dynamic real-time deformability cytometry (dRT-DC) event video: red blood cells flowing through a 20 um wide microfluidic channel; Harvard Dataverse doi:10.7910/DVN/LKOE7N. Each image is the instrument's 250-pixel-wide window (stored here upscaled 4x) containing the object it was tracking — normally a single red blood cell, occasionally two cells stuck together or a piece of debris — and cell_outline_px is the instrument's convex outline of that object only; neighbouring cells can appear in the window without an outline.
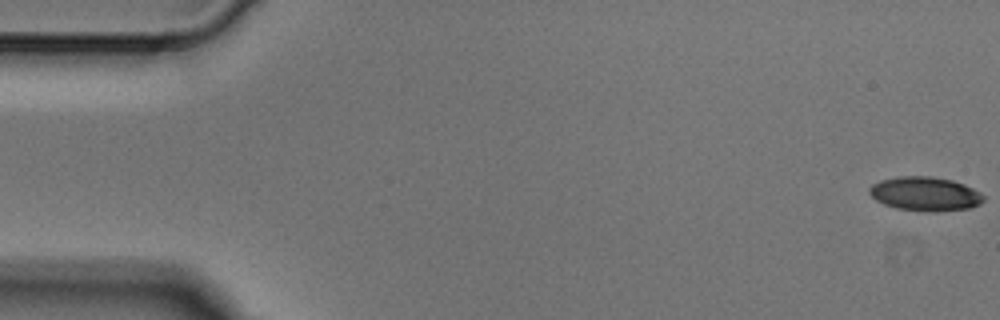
{"species": "Egyptian fruit bat (a non-hibernating species)", "species_latin": "Rousettus aegyptiacus", "temperature_condition": "cold", "stored_images_in_passage": 4, "camera_frame_rate_fps": 3000, "um_per_image_px": 0.085, "animal": {"sex": "male"}, "frame": {"image": 1, "passage_image": 1, "time_ms": 0.0, "image_size_px": [1000, 320], "cell_outline_px": [[984, 200], [980, 204], [972, 208], [932, 212], [896, 208], [884, 204], [876, 200], [868, 192], [868, 188], [872, 184], [880, 180], [900, 176], [932, 176], [952, 180], [964, 184], [980, 192], [984, 196]], "centroid_in_image_um": [78.64, 16.47], "position_along_channel_um": 6.4, "area_um2": 22.77}}
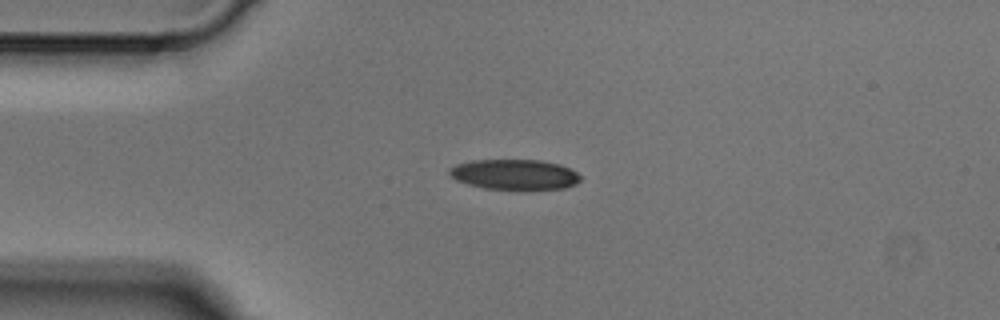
{"frame": {"image": 2, "passage_image": 4, "time_ms": 1.0, "image_size_px": [1000, 320], "cell_outline_px": [[580, 180], [576, 184], [564, 188], [524, 192], [520, 192], [484, 188], [468, 184], [456, 180], [448, 176], [448, 168], [456, 164], [472, 160], [540, 160], [560, 164], [576, 172], [580, 176]], "centroid_in_image_um": [43.72, 14.87], "position_along_channel_um": 41.3, "area_um2": 24.04}}